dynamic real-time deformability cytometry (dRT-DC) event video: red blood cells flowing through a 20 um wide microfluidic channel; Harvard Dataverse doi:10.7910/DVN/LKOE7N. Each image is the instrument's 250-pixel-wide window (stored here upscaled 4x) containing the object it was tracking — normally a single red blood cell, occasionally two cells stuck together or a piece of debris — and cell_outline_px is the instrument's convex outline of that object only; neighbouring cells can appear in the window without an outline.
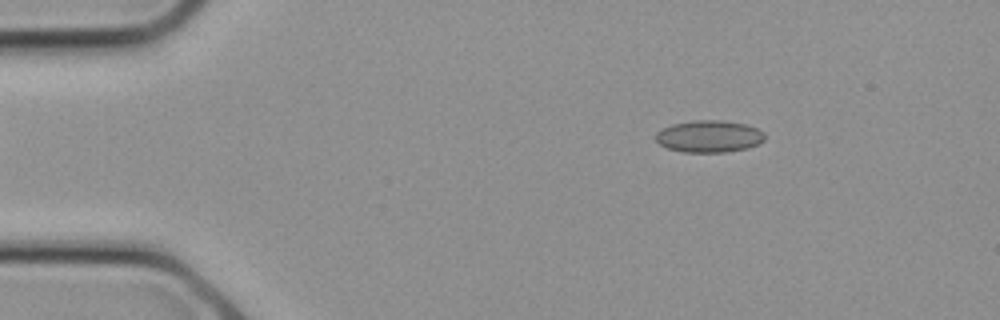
{"species": "common noctule bat (a hibernating species)", "species_latin": "Nyctalus noctula", "temperature_condition": "cold", "stored_images_in_passage": 10, "camera_frame_rate_fps": 3000, "um_per_image_px": 0.085, "animal": {"sex": "female", "body_mass_g": 21.9}, "frame": {"image": 1, "passage_image": 3, "time_ms": 0.667, "image_size_px": [1000, 320], "cell_outline_px": [[764, 140], [760, 144], [748, 148], [728, 152], [684, 152], [668, 148], [660, 144], [656, 140], [656, 132], [672, 124], [692, 120], [724, 120], [748, 124], [764, 132]], "centroid_in_image_um": [60.31, 11.58], "position_along_channel_um": 24.7, "area_um2": 20.52}}
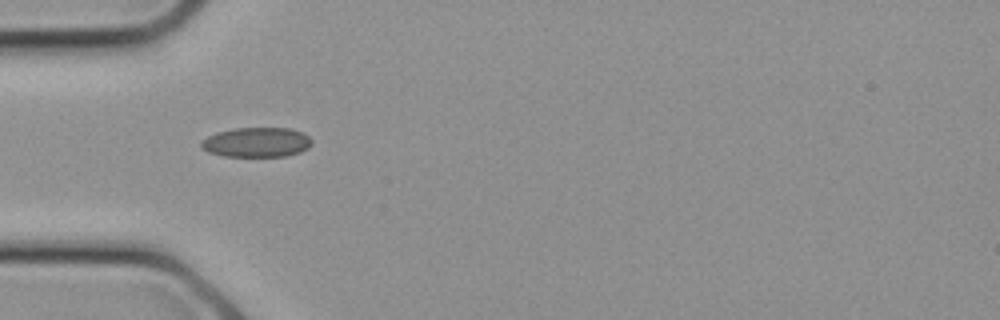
{"frame": {"image": 2, "passage_image": 7, "time_ms": 2.0, "image_size_px": [1000, 320], "cell_outline_px": [[312, 144], [308, 148], [300, 152], [284, 156], [224, 156], [208, 152], [200, 148], [200, 140], [208, 136], [220, 132], [236, 128], [288, 128], [304, 132], [312, 140]], "centroid_in_image_um": [21.81, 12.09], "position_along_channel_um": 63.2, "area_um2": 19.19}}
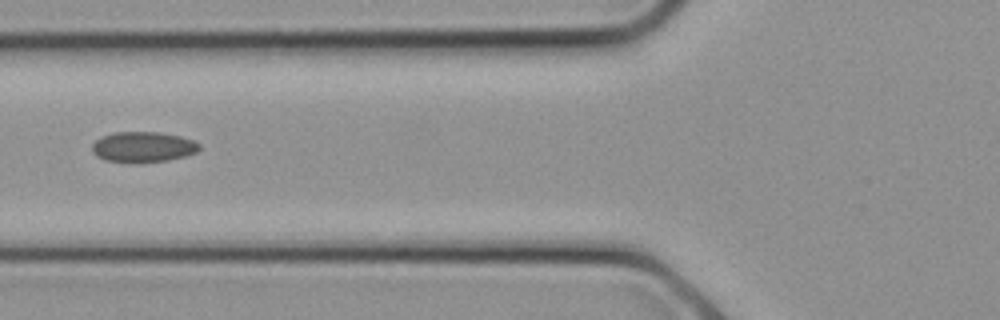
{"frame": {"image": 3, "passage_image": 9, "time_ms": 2.667, "image_size_px": [1000, 320], "cell_outline_px": [[200, 148], [196, 152], [188, 156], [168, 160], [140, 164], [104, 160], [96, 156], [92, 152], [92, 144], [100, 136], [112, 132], [160, 132], [180, 136], [192, 140], [200, 144]], "centroid_in_image_um": [12.14, 12.51], "position_along_channel_um": 113.7, "area_um2": 19.54}}